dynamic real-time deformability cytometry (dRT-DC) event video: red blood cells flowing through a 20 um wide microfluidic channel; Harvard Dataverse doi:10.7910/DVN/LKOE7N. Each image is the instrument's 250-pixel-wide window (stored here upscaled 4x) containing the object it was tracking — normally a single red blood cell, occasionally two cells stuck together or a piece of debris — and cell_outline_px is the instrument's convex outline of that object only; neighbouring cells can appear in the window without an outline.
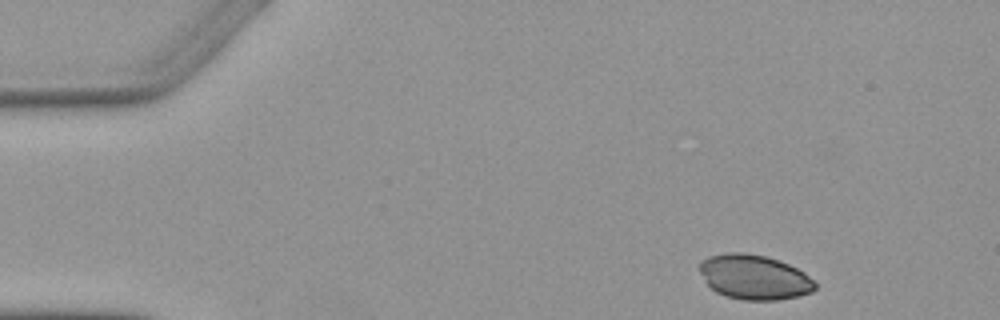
{"species": "Egyptian fruit bat (a non-hibernating species)", "species_latin": "Rousettus aegyptiacus", "temperature_condition": "warm", "stored_images_in_passage": 4, "camera_frame_rate_fps": 3000, "um_per_image_px": 0.085, "animal": {"sex": "female"}, "frame": {"image": 1, "passage_image": 1, "time_ms": 0.0, "image_size_px": [1000, 320], "cell_outline_px": [[816, 288], [812, 292], [796, 296], [776, 300], [744, 300], [728, 296], [716, 292], [704, 280], [700, 272], [700, 260], [708, 256], [728, 252], [744, 252], [764, 256], [788, 264], [804, 272], [816, 284]], "centroid_in_image_um": [64.09, 23.55], "position_along_channel_um": 20.9, "area_um2": 29.88}}
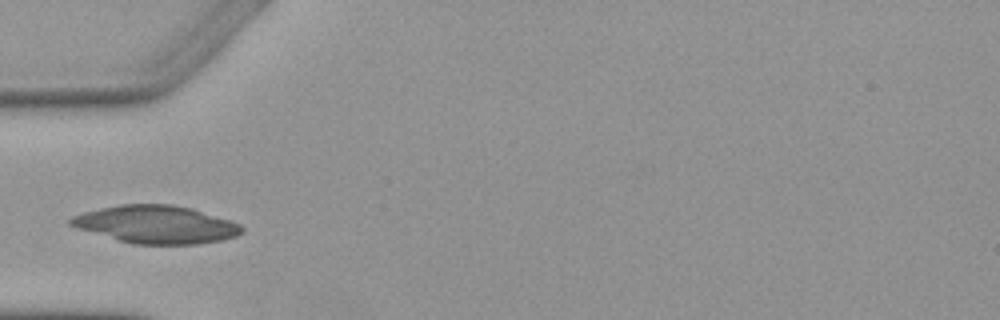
{"frame": {"image": 2, "passage_image": 4, "time_ms": 3.667, "image_size_px": [1000, 320], "cell_outline_px": [[244, 232], [236, 236], [220, 240], [196, 244], [132, 244], [76, 228], [68, 224], [68, 220], [72, 216], [84, 212], [100, 208], [120, 204], [172, 204], [192, 208], [240, 224], [244, 228]], "centroid_in_image_um": [13.25, 19.07], "position_along_channel_um": 71.8, "area_um2": 37.63}}